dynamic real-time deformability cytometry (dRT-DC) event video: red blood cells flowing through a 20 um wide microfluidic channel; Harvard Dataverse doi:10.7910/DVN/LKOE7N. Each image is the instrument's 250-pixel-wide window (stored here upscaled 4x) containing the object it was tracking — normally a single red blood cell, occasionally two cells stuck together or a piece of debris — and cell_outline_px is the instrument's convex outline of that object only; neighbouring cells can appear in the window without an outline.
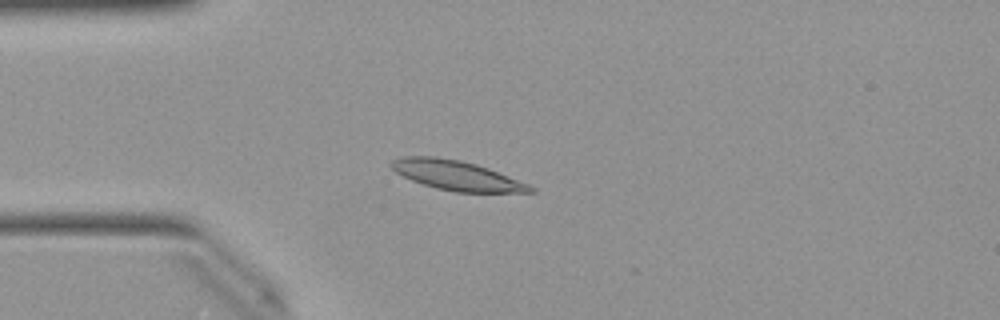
{"species": "Egyptian fruit bat (a non-hibernating species)", "species_latin": "Rousettus aegyptiacus", "temperature_condition": "warm", "stored_images_in_passage": 27, "camera_frame_rate_fps": 3000, "um_per_image_px": 0.085, "animal": {"sex": "female"}, "frame": {"image": 1, "passage_image": 12, "time_ms": 3.667, "image_size_px": [1000, 320], "cell_outline_px": [[536, 192], [456, 192], [436, 188], [412, 180], [396, 172], [388, 164], [392, 160], [404, 156], [436, 156], [460, 160], [476, 164], [488, 168], [528, 184], [536, 188]], "centroid_in_image_um": [38.8, 14.9], "position_along_channel_um": 46.2, "area_um2": 23.81}}
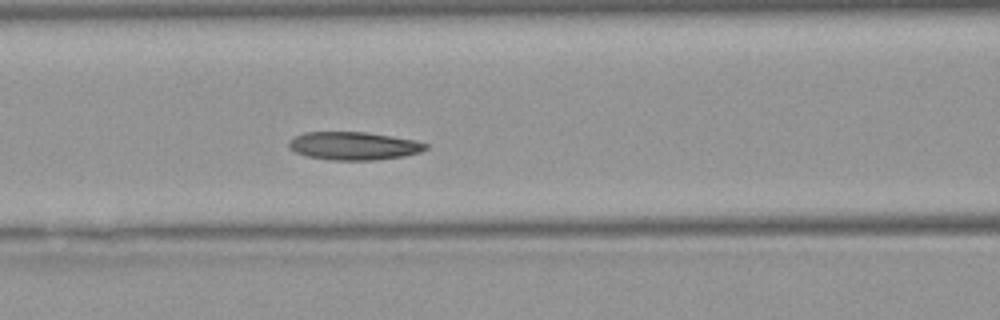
{"frame": {"image": 2, "passage_image": 20, "time_ms": 6.333, "image_size_px": [1000, 320], "cell_outline_px": [[428, 148], [420, 152], [404, 156], [376, 160], [332, 160], [304, 156], [288, 148], [288, 140], [292, 136], [304, 132], [364, 132], [416, 140], [428, 144]], "centroid_in_image_um": [30.02, 12.4], "position_along_channel_um": 136.6, "area_um2": 22.6}}
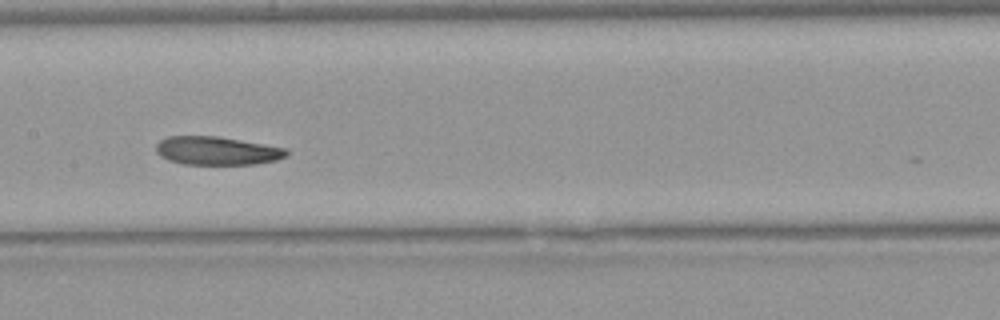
{"frame": {"image": 3, "passage_image": 24, "time_ms": 7.667, "image_size_px": [1000, 320], "cell_outline_px": [[288, 156], [276, 160], [256, 164], [184, 164], [168, 160], [160, 156], [156, 152], [156, 144], [160, 140], [168, 136], [220, 136], [288, 148]], "centroid_in_image_um": [18.46, 12.81], "position_along_channel_um": 188.9, "area_um2": 21.79}}